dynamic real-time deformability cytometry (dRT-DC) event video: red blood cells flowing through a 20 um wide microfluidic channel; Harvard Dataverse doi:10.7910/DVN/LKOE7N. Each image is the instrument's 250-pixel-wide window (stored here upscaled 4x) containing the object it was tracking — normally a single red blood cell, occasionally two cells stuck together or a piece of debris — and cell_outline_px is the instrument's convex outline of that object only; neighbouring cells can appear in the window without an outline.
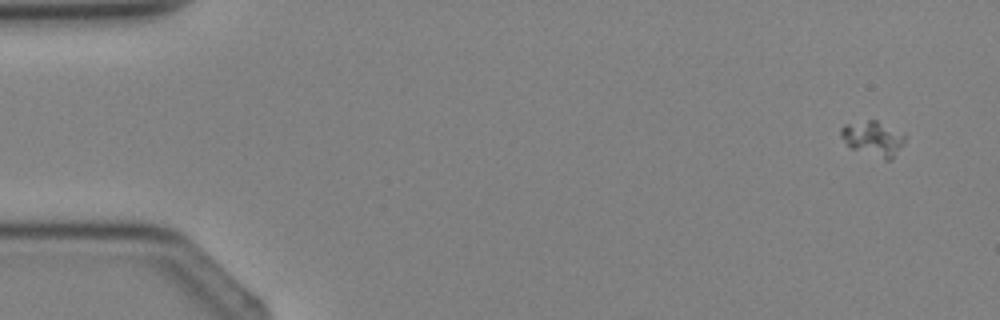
{"species": "Egyptian fruit bat (a non-hibernating species)", "species_latin": "Rousettus aegyptiacus", "temperature_condition": "cold", "stored_images_in_passage": 4, "camera_frame_rate_fps": 3000, "um_per_image_px": 0.085, "animal": {"sex": "female"}, "frame": {"image": 1, "passage_image": 1, "time_ms": 0.0, "image_size_px": [1000, 320], "cell_outline_px": [[904, 140], [892, 160], [884, 160], [852, 148], [840, 136], [840, 128], [844, 124], [868, 120], [876, 120], [904, 136]], "centroid_in_image_um": [74.16, 11.78], "position_along_channel_um": 10.8, "area_um2": 12.54}}